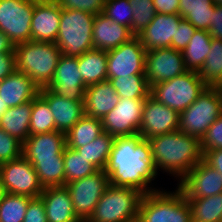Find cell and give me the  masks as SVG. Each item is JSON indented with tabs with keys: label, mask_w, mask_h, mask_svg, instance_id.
<instances>
[{
	"label": "cell",
	"mask_w": 222,
	"mask_h": 222,
	"mask_svg": "<svg viewBox=\"0 0 222 222\" xmlns=\"http://www.w3.org/2000/svg\"><path fill=\"white\" fill-rule=\"evenodd\" d=\"M104 171L113 186L130 187L143 194L157 190L151 187L152 181L158 176L152 160L151 146L139 134L115 138Z\"/></svg>",
	"instance_id": "1"
},
{
	"label": "cell",
	"mask_w": 222,
	"mask_h": 222,
	"mask_svg": "<svg viewBox=\"0 0 222 222\" xmlns=\"http://www.w3.org/2000/svg\"><path fill=\"white\" fill-rule=\"evenodd\" d=\"M148 141L156 171L163 170L179 182L202 160L200 140L179 130Z\"/></svg>",
	"instance_id": "2"
},
{
	"label": "cell",
	"mask_w": 222,
	"mask_h": 222,
	"mask_svg": "<svg viewBox=\"0 0 222 222\" xmlns=\"http://www.w3.org/2000/svg\"><path fill=\"white\" fill-rule=\"evenodd\" d=\"M14 54L15 69L25 73L40 89L51 83L62 55L55 43L37 41L14 46Z\"/></svg>",
	"instance_id": "3"
},
{
	"label": "cell",
	"mask_w": 222,
	"mask_h": 222,
	"mask_svg": "<svg viewBox=\"0 0 222 222\" xmlns=\"http://www.w3.org/2000/svg\"><path fill=\"white\" fill-rule=\"evenodd\" d=\"M137 222H192L187 198L178 186L172 192L157 189L143 194Z\"/></svg>",
	"instance_id": "4"
},
{
	"label": "cell",
	"mask_w": 222,
	"mask_h": 222,
	"mask_svg": "<svg viewBox=\"0 0 222 222\" xmlns=\"http://www.w3.org/2000/svg\"><path fill=\"white\" fill-rule=\"evenodd\" d=\"M95 15L76 9H62L55 44L62 54L80 57L93 47V22Z\"/></svg>",
	"instance_id": "5"
},
{
	"label": "cell",
	"mask_w": 222,
	"mask_h": 222,
	"mask_svg": "<svg viewBox=\"0 0 222 222\" xmlns=\"http://www.w3.org/2000/svg\"><path fill=\"white\" fill-rule=\"evenodd\" d=\"M142 196L137 189L110 184L87 222H137Z\"/></svg>",
	"instance_id": "6"
},
{
	"label": "cell",
	"mask_w": 222,
	"mask_h": 222,
	"mask_svg": "<svg viewBox=\"0 0 222 222\" xmlns=\"http://www.w3.org/2000/svg\"><path fill=\"white\" fill-rule=\"evenodd\" d=\"M208 87L197 71L184 74L150 87V96L177 111L187 109Z\"/></svg>",
	"instance_id": "7"
},
{
	"label": "cell",
	"mask_w": 222,
	"mask_h": 222,
	"mask_svg": "<svg viewBox=\"0 0 222 222\" xmlns=\"http://www.w3.org/2000/svg\"><path fill=\"white\" fill-rule=\"evenodd\" d=\"M222 114V96L216 87L208 86L203 93L180 113L179 131L199 140Z\"/></svg>",
	"instance_id": "8"
},
{
	"label": "cell",
	"mask_w": 222,
	"mask_h": 222,
	"mask_svg": "<svg viewBox=\"0 0 222 222\" xmlns=\"http://www.w3.org/2000/svg\"><path fill=\"white\" fill-rule=\"evenodd\" d=\"M35 0H0V31L16 46L31 41Z\"/></svg>",
	"instance_id": "9"
},
{
	"label": "cell",
	"mask_w": 222,
	"mask_h": 222,
	"mask_svg": "<svg viewBox=\"0 0 222 222\" xmlns=\"http://www.w3.org/2000/svg\"><path fill=\"white\" fill-rule=\"evenodd\" d=\"M110 185L109 176L103 170L93 175L67 183L73 209L80 222H87L91 217L96 204Z\"/></svg>",
	"instance_id": "10"
},
{
	"label": "cell",
	"mask_w": 222,
	"mask_h": 222,
	"mask_svg": "<svg viewBox=\"0 0 222 222\" xmlns=\"http://www.w3.org/2000/svg\"><path fill=\"white\" fill-rule=\"evenodd\" d=\"M0 178L9 194L38 198L44 190L33 165L23 156L0 164Z\"/></svg>",
	"instance_id": "11"
},
{
	"label": "cell",
	"mask_w": 222,
	"mask_h": 222,
	"mask_svg": "<svg viewBox=\"0 0 222 222\" xmlns=\"http://www.w3.org/2000/svg\"><path fill=\"white\" fill-rule=\"evenodd\" d=\"M138 36L107 51V78L144 75L145 55Z\"/></svg>",
	"instance_id": "12"
},
{
	"label": "cell",
	"mask_w": 222,
	"mask_h": 222,
	"mask_svg": "<svg viewBox=\"0 0 222 222\" xmlns=\"http://www.w3.org/2000/svg\"><path fill=\"white\" fill-rule=\"evenodd\" d=\"M144 102L145 99L120 98L101 120L104 131L115 138L139 134Z\"/></svg>",
	"instance_id": "13"
},
{
	"label": "cell",
	"mask_w": 222,
	"mask_h": 222,
	"mask_svg": "<svg viewBox=\"0 0 222 222\" xmlns=\"http://www.w3.org/2000/svg\"><path fill=\"white\" fill-rule=\"evenodd\" d=\"M188 71L181 51L173 48H157L146 52L144 76L151 87Z\"/></svg>",
	"instance_id": "14"
},
{
	"label": "cell",
	"mask_w": 222,
	"mask_h": 222,
	"mask_svg": "<svg viewBox=\"0 0 222 222\" xmlns=\"http://www.w3.org/2000/svg\"><path fill=\"white\" fill-rule=\"evenodd\" d=\"M180 114L172 108L156 101L150 95L142 108V121L139 135L148 140L154 136L179 130Z\"/></svg>",
	"instance_id": "15"
},
{
	"label": "cell",
	"mask_w": 222,
	"mask_h": 222,
	"mask_svg": "<svg viewBox=\"0 0 222 222\" xmlns=\"http://www.w3.org/2000/svg\"><path fill=\"white\" fill-rule=\"evenodd\" d=\"M59 97L73 101L84 100L87 86L84 84L78 67V57L62 54L51 83L46 87Z\"/></svg>",
	"instance_id": "16"
},
{
	"label": "cell",
	"mask_w": 222,
	"mask_h": 222,
	"mask_svg": "<svg viewBox=\"0 0 222 222\" xmlns=\"http://www.w3.org/2000/svg\"><path fill=\"white\" fill-rule=\"evenodd\" d=\"M177 186L187 199L205 198L222 193V175L202 159Z\"/></svg>",
	"instance_id": "17"
},
{
	"label": "cell",
	"mask_w": 222,
	"mask_h": 222,
	"mask_svg": "<svg viewBox=\"0 0 222 222\" xmlns=\"http://www.w3.org/2000/svg\"><path fill=\"white\" fill-rule=\"evenodd\" d=\"M61 7L55 0H35L31 21V41L55 43Z\"/></svg>",
	"instance_id": "18"
},
{
	"label": "cell",
	"mask_w": 222,
	"mask_h": 222,
	"mask_svg": "<svg viewBox=\"0 0 222 222\" xmlns=\"http://www.w3.org/2000/svg\"><path fill=\"white\" fill-rule=\"evenodd\" d=\"M66 133L52 131L29 136L22 144V156L27 161L63 160Z\"/></svg>",
	"instance_id": "19"
},
{
	"label": "cell",
	"mask_w": 222,
	"mask_h": 222,
	"mask_svg": "<svg viewBox=\"0 0 222 222\" xmlns=\"http://www.w3.org/2000/svg\"><path fill=\"white\" fill-rule=\"evenodd\" d=\"M180 18L179 14L156 13L149 25L137 35L144 49L149 51L157 48H171V41L175 40Z\"/></svg>",
	"instance_id": "20"
},
{
	"label": "cell",
	"mask_w": 222,
	"mask_h": 222,
	"mask_svg": "<svg viewBox=\"0 0 222 222\" xmlns=\"http://www.w3.org/2000/svg\"><path fill=\"white\" fill-rule=\"evenodd\" d=\"M39 95L48 103L57 131L67 133L85 115L84 100L59 97L46 87L39 90Z\"/></svg>",
	"instance_id": "21"
},
{
	"label": "cell",
	"mask_w": 222,
	"mask_h": 222,
	"mask_svg": "<svg viewBox=\"0 0 222 222\" xmlns=\"http://www.w3.org/2000/svg\"><path fill=\"white\" fill-rule=\"evenodd\" d=\"M135 35L127 26L111 21L104 14L95 15L93 22V47L108 51L119 47Z\"/></svg>",
	"instance_id": "22"
},
{
	"label": "cell",
	"mask_w": 222,
	"mask_h": 222,
	"mask_svg": "<svg viewBox=\"0 0 222 222\" xmlns=\"http://www.w3.org/2000/svg\"><path fill=\"white\" fill-rule=\"evenodd\" d=\"M39 90L30 77L17 70L0 81V98L9 108L32 101Z\"/></svg>",
	"instance_id": "23"
},
{
	"label": "cell",
	"mask_w": 222,
	"mask_h": 222,
	"mask_svg": "<svg viewBox=\"0 0 222 222\" xmlns=\"http://www.w3.org/2000/svg\"><path fill=\"white\" fill-rule=\"evenodd\" d=\"M39 197L44 202L48 222H80L66 186L46 187Z\"/></svg>",
	"instance_id": "24"
},
{
	"label": "cell",
	"mask_w": 222,
	"mask_h": 222,
	"mask_svg": "<svg viewBox=\"0 0 222 222\" xmlns=\"http://www.w3.org/2000/svg\"><path fill=\"white\" fill-rule=\"evenodd\" d=\"M120 101L109 80L87 86L84 96L85 115L101 119Z\"/></svg>",
	"instance_id": "25"
},
{
	"label": "cell",
	"mask_w": 222,
	"mask_h": 222,
	"mask_svg": "<svg viewBox=\"0 0 222 222\" xmlns=\"http://www.w3.org/2000/svg\"><path fill=\"white\" fill-rule=\"evenodd\" d=\"M32 101L9 108L0 118V128L22 144L30 136Z\"/></svg>",
	"instance_id": "26"
},
{
	"label": "cell",
	"mask_w": 222,
	"mask_h": 222,
	"mask_svg": "<svg viewBox=\"0 0 222 222\" xmlns=\"http://www.w3.org/2000/svg\"><path fill=\"white\" fill-rule=\"evenodd\" d=\"M80 75L86 86L107 80V51L92 49L78 57Z\"/></svg>",
	"instance_id": "27"
},
{
	"label": "cell",
	"mask_w": 222,
	"mask_h": 222,
	"mask_svg": "<svg viewBox=\"0 0 222 222\" xmlns=\"http://www.w3.org/2000/svg\"><path fill=\"white\" fill-rule=\"evenodd\" d=\"M212 37L209 31L196 30L186 48L182 51L184 64L189 71H199L210 52Z\"/></svg>",
	"instance_id": "28"
},
{
	"label": "cell",
	"mask_w": 222,
	"mask_h": 222,
	"mask_svg": "<svg viewBox=\"0 0 222 222\" xmlns=\"http://www.w3.org/2000/svg\"><path fill=\"white\" fill-rule=\"evenodd\" d=\"M104 132L101 119L84 115L67 133L66 146L76 149L94 141Z\"/></svg>",
	"instance_id": "29"
},
{
	"label": "cell",
	"mask_w": 222,
	"mask_h": 222,
	"mask_svg": "<svg viewBox=\"0 0 222 222\" xmlns=\"http://www.w3.org/2000/svg\"><path fill=\"white\" fill-rule=\"evenodd\" d=\"M214 8L212 0H180L179 15L197 30L208 31Z\"/></svg>",
	"instance_id": "30"
},
{
	"label": "cell",
	"mask_w": 222,
	"mask_h": 222,
	"mask_svg": "<svg viewBox=\"0 0 222 222\" xmlns=\"http://www.w3.org/2000/svg\"><path fill=\"white\" fill-rule=\"evenodd\" d=\"M115 137L105 131L89 144L76 148L79 155L84 156L98 170H105Z\"/></svg>",
	"instance_id": "31"
},
{
	"label": "cell",
	"mask_w": 222,
	"mask_h": 222,
	"mask_svg": "<svg viewBox=\"0 0 222 222\" xmlns=\"http://www.w3.org/2000/svg\"><path fill=\"white\" fill-rule=\"evenodd\" d=\"M187 201L192 222H222V193Z\"/></svg>",
	"instance_id": "32"
},
{
	"label": "cell",
	"mask_w": 222,
	"mask_h": 222,
	"mask_svg": "<svg viewBox=\"0 0 222 222\" xmlns=\"http://www.w3.org/2000/svg\"><path fill=\"white\" fill-rule=\"evenodd\" d=\"M107 80L112 83L120 98L146 99L150 95V86L144 75L107 78Z\"/></svg>",
	"instance_id": "33"
},
{
	"label": "cell",
	"mask_w": 222,
	"mask_h": 222,
	"mask_svg": "<svg viewBox=\"0 0 222 222\" xmlns=\"http://www.w3.org/2000/svg\"><path fill=\"white\" fill-rule=\"evenodd\" d=\"M200 78L211 87H216L222 80V40L212 38L210 52L198 71Z\"/></svg>",
	"instance_id": "34"
},
{
	"label": "cell",
	"mask_w": 222,
	"mask_h": 222,
	"mask_svg": "<svg viewBox=\"0 0 222 222\" xmlns=\"http://www.w3.org/2000/svg\"><path fill=\"white\" fill-rule=\"evenodd\" d=\"M65 185L67 183L93 175L98 171L87 159L68 146L63 150Z\"/></svg>",
	"instance_id": "35"
},
{
	"label": "cell",
	"mask_w": 222,
	"mask_h": 222,
	"mask_svg": "<svg viewBox=\"0 0 222 222\" xmlns=\"http://www.w3.org/2000/svg\"><path fill=\"white\" fill-rule=\"evenodd\" d=\"M29 130L30 136L57 131L50 107L39 94L32 100Z\"/></svg>",
	"instance_id": "36"
},
{
	"label": "cell",
	"mask_w": 222,
	"mask_h": 222,
	"mask_svg": "<svg viewBox=\"0 0 222 222\" xmlns=\"http://www.w3.org/2000/svg\"><path fill=\"white\" fill-rule=\"evenodd\" d=\"M43 188L65 186V171L63 160L29 161Z\"/></svg>",
	"instance_id": "37"
},
{
	"label": "cell",
	"mask_w": 222,
	"mask_h": 222,
	"mask_svg": "<svg viewBox=\"0 0 222 222\" xmlns=\"http://www.w3.org/2000/svg\"><path fill=\"white\" fill-rule=\"evenodd\" d=\"M32 198L6 193L0 202V222H23Z\"/></svg>",
	"instance_id": "38"
},
{
	"label": "cell",
	"mask_w": 222,
	"mask_h": 222,
	"mask_svg": "<svg viewBox=\"0 0 222 222\" xmlns=\"http://www.w3.org/2000/svg\"><path fill=\"white\" fill-rule=\"evenodd\" d=\"M133 9L131 32L137 36L153 20L156 9L153 0H129Z\"/></svg>",
	"instance_id": "39"
},
{
	"label": "cell",
	"mask_w": 222,
	"mask_h": 222,
	"mask_svg": "<svg viewBox=\"0 0 222 222\" xmlns=\"http://www.w3.org/2000/svg\"><path fill=\"white\" fill-rule=\"evenodd\" d=\"M102 14L113 22L132 27L133 9L129 0H105Z\"/></svg>",
	"instance_id": "40"
},
{
	"label": "cell",
	"mask_w": 222,
	"mask_h": 222,
	"mask_svg": "<svg viewBox=\"0 0 222 222\" xmlns=\"http://www.w3.org/2000/svg\"><path fill=\"white\" fill-rule=\"evenodd\" d=\"M22 156V143L0 128V164Z\"/></svg>",
	"instance_id": "41"
},
{
	"label": "cell",
	"mask_w": 222,
	"mask_h": 222,
	"mask_svg": "<svg viewBox=\"0 0 222 222\" xmlns=\"http://www.w3.org/2000/svg\"><path fill=\"white\" fill-rule=\"evenodd\" d=\"M202 154L206 150L222 149V114L210 125L204 136L200 139Z\"/></svg>",
	"instance_id": "42"
},
{
	"label": "cell",
	"mask_w": 222,
	"mask_h": 222,
	"mask_svg": "<svg viewBox=\"0 0 222 222\" xmlns=\"http://www.w3.org/2000/svg\"><path fill=\"white\" fill-rule=\"evenodd\" d=\"M62 9H76L90 14H100L105 0H55Z\"/></svg>",
	"instance_id": "43"
},
{
	"label": "cell",
	"mask_w": 222,
	"mask_h": 222,
	"mask_svg": "<svg viewBox=\"0 0 222 222\" xmlns=\"http://www.w3.org/2000/svg\"><path fill=\"white\" fill-rule=\"evenodd\" d=\"M196 30L197 29L188 20L181 17L178 29H176L175 40L171 41V48L182 52Z\"/></svg>",
	"instance_id": "44"
},
{
	"label": "cell",
	"mask_w": 222,
	"mask_h": 222,
	"mask_svg": "<svg viewBox=\"0 0 222 222\" xmlns=\"http://www.w3.org/2000/svg\"><path fill=\"white\" fill-rule=\"evenodd\" d=\"M23 222H48L44 202L40 197L30 200Z\"/></svg>",
	"instance_id": "45"
},
{
	"label": "cell",
	"mask_w": 222,
	"mask_h": 222,
	"mask_svg": "<svg viewBox=\"0 0 222 222\" xmlns=\"http://www.w3.org/2000/svg\"><path fill=\"white\" fill-rule=\"evenodd\" d=\"M208 31L212 38L222 40V6L215 5Z\"/></svg>",
	"instance_id": "46"
},
{
	"label": "cell",
	"mask_w": 222,
	"mask_h": 222,
	"mask_svg": "<svg viewBox=\"0 0 222 222\" xmlns=\"http://www.w3.org/2000/svg\"><path fill=\"white\" fill-rule=\"evenodd\" d=\"M15 70V54L0 53V81L8 77Z\"/></svg>",
	"instance_id": "47"
},
{
	"label": "cell",
	"mask_w": 222,
	"mask_h": 222,
	"mask_svg": "<svg viewBox=\"0 0 222 222\" xmlns=\"http://www.w3.org/2000/svg\"><path fill=\"white\" fill-rule=\"evenodd\" d=\"M202 159L222 175V149L206 150Z\"/></svg>",
	"instance_id": "48"
},
{
	"label": "cell",
	"mask_w": 222,
	"mask_h": 222,
	"mask_svg": "<svg viewBox=\"0 0 222 222\" xmlns=\"http://www.w3.org/2000/svg\"><path fill=\"white\" fill-rule=\"evenodd\" d=\"M156 13L179 14L180 0H153Z\"/></svg>",
	"instance_id": "49"
},
{
	"label": "cell",
	"mask_w": 222,
	"mask_h": 222,
	"mask_svg": "<svg viewBox=\"0 0 222 222\" xmlns=\"http://www.w3.org/2000/svg\"><path fill=\"white\" fill-rule=\"evenodd\" d=\"M0 53H14V45L2 31H0Z\"/></svg>",
	"instance_id": "50"
},
{
	"label": "cell",
	"mask_w": 222,
	"mask_h": 222,
	"mask_svg": "<svg viewBox=\"0 0 222 222\" xmlns=\"http://www.w3.org/2000/svg\"><path fill=\"white\" fill-rule=\"evenodd\" d=\"M9 109V107L4 103V101L0 98V118L3 114Z\"/></svg>",
	"instance_id": "51"
},
{
	"label": "cell",
	"mask_w": 222,
	"mask_h": 222,
	"mask_svg": "<svg viewBox=\"0 0 222 222\" xmlns=\"http://www.w3.org/2000/svg\"><path fill=\"white\" fill-rule=\"evenodd\" d=\"M6 194V191L2 185V181H1V178H0V202L2 201L4 195Z\"/></svg>",
	"instance_id": "52"
},
{
	"label": "cell",
	"mask_w": 222,
	"mask_h": 222,
	"mask_svg": "<svg viewBox=\"0 0 222 222\" xmlns=\"http://www.w3.org/2000/svg\"><path fill=\"white\" fill-rule=\"evenodd\" d=\"M216 88L218 89L219 93H220L221 96H222V80H221V82L216 86Z\"/></svg>",
	"instance_id": "53"
},
{
	"label": "cell",
	"mask_w": 222,
	"mask_h": 222,
	"mask_svg": "<svg viewBox=\"0 0 222 222\" xmlns=\"http://www.w3.org/2000/svg\"><path fill=\"white\" fill-rule=\"evenodd\" d=\"M214 5H220L222 6V0H212Z\"/></svg>",
	"instance_id": "54"
}]
</instances>
